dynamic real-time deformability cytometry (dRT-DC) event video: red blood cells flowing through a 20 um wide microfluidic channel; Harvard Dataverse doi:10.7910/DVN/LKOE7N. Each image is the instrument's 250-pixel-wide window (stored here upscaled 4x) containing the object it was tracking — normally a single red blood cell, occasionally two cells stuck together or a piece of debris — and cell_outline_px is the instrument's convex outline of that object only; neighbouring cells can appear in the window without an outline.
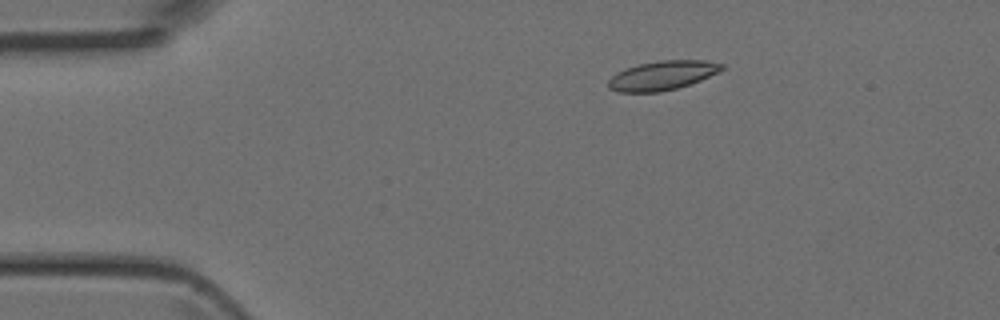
{"species": "Egyptian fruit bat (a non-hibernating species)", "species_latin": "Rousettus aegyptiacus", "temperature_condition": "room temperature", "stored_images_in_passage": 5, "camera_frame_rate_fps": 3000, "um_per_image_px": 0.085, "animal": {"sex": "female"}, "frame": {"image": 1, "passage_image": 3, "time_ms": 0.667, "image_size_px": [1000, 320], "cell_outline_px": [[724, 68], [720, 72], [700, 80], [676, 88], [660, 92], [616, 92], [608, 88], [608, 80], [616, 72], [624, 68], [640, 64], [660, 60], [708, 60], [724, 64]], "centroid_in_image_um": [56.29, 6.41], "position_along_channel_um": 28.7, "area_um2": 19.42}}
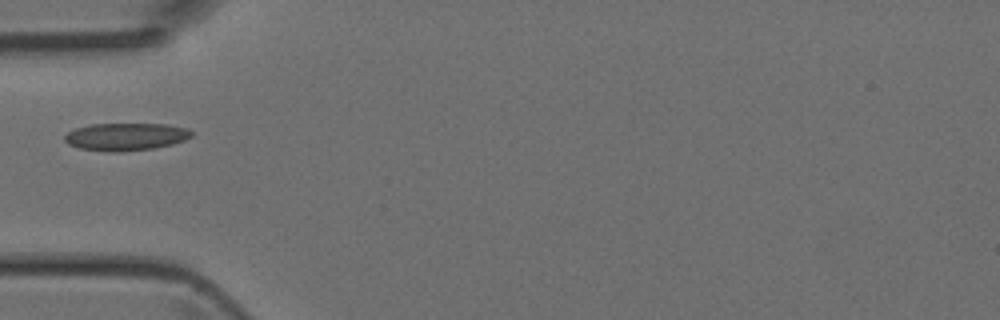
{"frame": {"image": 2, "passage_image": 5, "time_ms": 1.333, "image_size_px": [1000, 320], "cell_outline_px": [[192, 136], [184, 140], [172, 144], [156, 148], [120, 152], [108, 152], [80, 148], [68, 144], [64, 140], [64, 136], [68, 132], [76, 128], [92, 124], [168, 124], [188, 128], [192, 132]], "centroid_in_image_um": [10.7, 11.62], "position_along_channel_um": 74.3, "area_um2": 20.46}}